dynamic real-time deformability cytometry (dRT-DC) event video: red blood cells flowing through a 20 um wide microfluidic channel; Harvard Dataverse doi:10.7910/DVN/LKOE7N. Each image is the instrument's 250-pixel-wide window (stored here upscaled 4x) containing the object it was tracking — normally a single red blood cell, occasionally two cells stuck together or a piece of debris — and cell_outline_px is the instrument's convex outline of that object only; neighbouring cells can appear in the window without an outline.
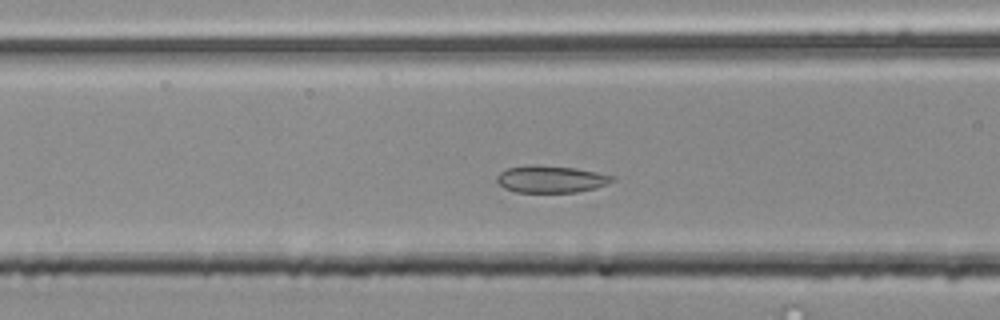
{"species": "common noctule bat (a hibernating species)", "species_latin": "Nyctalus noctula", "temperature_condition": "room temperature", "stored_images_in_passage": 52, "camera_frame_rate_fps": 3000, "um_per_image_px": 0.085, "animal": {"sex": "male", "body_mass_g": 20.4}, "frame": {"image": 1, "passage_image": 18, "time_ms": 5.667, "image_size_px": [1000, 320], "cell_outline_px": [[616, 180], [608, 184], [596, 188], [576, 192], [516, 192], [504, 188], [496, 184], [496, 176], [500, 172], [508, 168], [532, 164], [536, 164], [576, 168], [616, 176]], "centroid_in_image_um": [46.83, 15.22], "position_along_channel_um": 119.8, "area_um2": 18.5}}
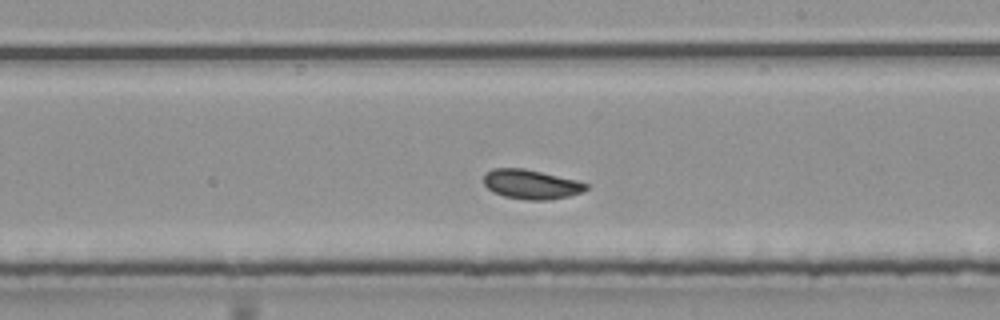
{"frame": {"image": 2, "passage_image": 28, "time_ms": 9.0, "image_size_px": [1000, 320], "cell_outline_px": [[588, 188], [584, 192], [568, 196], [548, 200], [528, 200], [504, 196], [492, 192], [484, 184], [484, 172], [492, 168], [524, 168], [576, 180], [588, 184]], "centroid_in_image_um": [45.13, 15.66], "position_along_channel_um": 243.9, "area_um2": 17.63}}
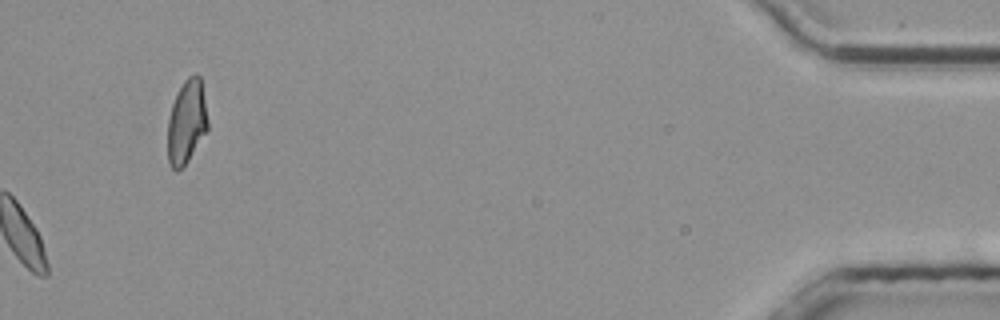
{"frame": {"image": 3, "passage_image": 52, "time_ms": 17.0, "image_size_px": [1000, 320], "cell_outline_px": [[208, 128], [184, 168], [176, 172], [172, 168], [168, 160], [168, 120], [172, 104], [184, 80], [188, 76], [196, 72], [200, 76], [208, 120]], "centroid_in_image_um": [15.86, 10.39], "position_along_channel_um": 419.3, "area_um2": 19.59}, "authors_computed_cell_mechanics": {"area_um2": 17.6001, "velocity_mm_per_s": 3.73, "shape_relaxation_time_tau1_ms": null, "shape_relaxation_time_tau2_ms": 1.8542, "deformation_change_tau1": null, "deformation_change_tau2": 0.0558}}